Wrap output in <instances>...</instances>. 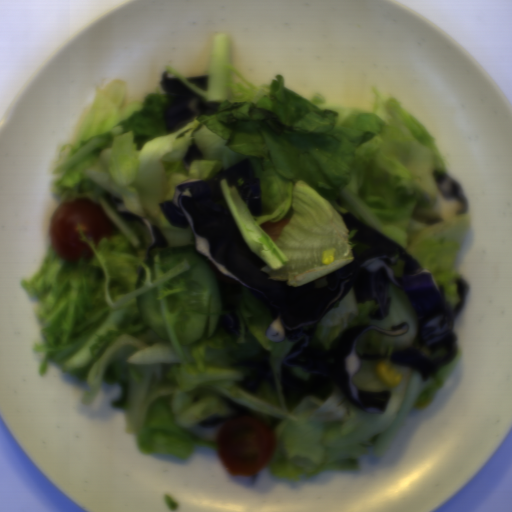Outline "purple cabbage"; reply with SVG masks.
<instances>
[{"label":"purple cabbage","mask_w":512,"mask_h":512,"mask_svg":"<svg viewBox=\"0 0 512 512\" xmlns=\"http://www.w3.org/2000/svg\"><path fill=\"white\" fill-rule=\"evenodd\" d=\"M197 159L204 160V155L200 149L199 144L194 142L191 145V147L186 151L185 155L182 158L183 165H184L185 169H187L189 171L191 163Z\"/></svg>","instance_id":"obj_8"},{"label":"purple cabbage","mask_w":512,"mask_h":512,"mask_svg":"<svg viewBox=\"0 0 512 512\" xmlns=\"http://www.w3.org/2000/svg\"><path fill=\"white\" fill-rule=\"evenodd\" d=\"M437 186L449 197H456L462 204L461 214L465 210L467 204L466 201L461 197L460 188L453 179L447 176L445 173L435 172L434 175Z\"/></svg>","instance_id":"obj_5"},{"label":"purple cabbage","mask_w":512,"mask_h":512,"mask_svg":"<svg viewBox=\"0 0 512 512\" xmlns=\"http://www.w3.org/2000/svg\"><path fill=\"white\" fill-rule=\"evenodd\" d=\"M186 79L190 83H193L196 87L201 88L203 90H207L208 74L195 77H188Z\"/></svg>","instance_id":"obj_9"},{"label":"purple cabbage","mask_w":512,"mask_h":512,"mask_svg":"<svg viewBox=\"0 0 512 512\" xmlns=\"http://www.w3.org/2000/svg\"><path fill=\"white\" fill-rule=\"evenodd\" d=\"M229 365L234 368H249V375L244 377L243 381L237 382V387L247 393L253 394L262 383L278 387L272 374L271 352L265 349H261L249 359L232 362Z\"/></svg>","instance_id":"obj_4"},{"label":"purple cabbage","mask_w":512,"mask_h":512,"mask_svg":"<svg viewBox=\"0 0 512 512\" xmlns=\"http://www.w3.org/2000/svg\"><path fill=\"white\" fill-rule=\"evenodd\" d=\"M107 200L108 202L112 205V207L116 210V212L126 221V222H136L138 223L139 225L141 226H145V221H144V218L136 215V214H133V213H130V212H127V211H124L122 210V206L124 204V199H121L119 197H116V196H107Z\"/></svg>","instance_id":"obj_6"},{"label":"purple cabbage","mask_w":512,"mask_h":512,"mask_svg":"<svg viewBox=\"0 0 512 512\" xmlns=\"http://www.w3.org/2000/svg\"><path fill=\"white\" fill-rule=\"evenodd\" d=\"M161 85L169 100L162 111L166 131L177 129L196 115H203L211 106L187 84L169 76L168 71L164 70Z\"/></svg>","instance_id":"obj_2"},{"label":"purple cabbage","mask_w":512,"mask_h":512,"mask_svg":"<svg viewBox=\"0 0 512 512\" xmlns=\"http://www.w3.org/2000/svg\"><path fill=\"white\" fill-rule=\"evenodd\" d=\"M223 404L231 408L228 415H216L209 417L200 423L189 426L186 430L193 436L210 443H217L218 435L224 424L243 417H253L261 422L259 411L238 405L227 397H221Z\"/></svg>","instance_id":"obj_3"},{"label":"purple cabbage","mask_w":512,"mask_h":512,"mask_svg":"<svg viewBox=\"0 0 512 512\" xmlns=\"http://www.w3.org/2000/svg\"><path fill=\"white\" fill-rule=\"evenodd\" d=\"M152 236H153L152 244L150 245V247L148 248V250L146 252V256L148 258L153 257V254H152L153 250H155V249H166L167 250L169 247V242L160 227H157L155 225L152 227Z\"/></svg>","instance_id":"obj_7"},{"label":"purple cabbage","mask_w":512,"mask_h":512,"mask_svg":"<svg viewBox=\"0 0 512 512\" xmlns=\"http://www.w3.org/2000/svg\"><path fill=\"white\" fill-rule=\"evenodd\" d=\"M235 187L253 214L262 211L261 181L250 160L243 158L209 179L189 178L174 186L173 198L158 203L170 226L189 228L194 241L189 246L215 273L222 311L219 323L224 332L240 337L236 305L244 288L259 299L271 316L266 337L275 343L293 344L279 368L285 400L309 396L320 402L330 399L336 387L355 406L369 414L386 413L390 391L359 390L355 375L363 361L382 354H362L359 338L372 330L388 337L408 333L405 322L390 330L371 324H351L341 329L329 349H317L314 335L322 319L353 290L357 303L372 301L369 318L387 317L392 283L405 293L415 315L417 331L410 347L391 353L393 364L417 371L422 382L455 358L457 337L453 325L467 299L469 287L455 278L459 298L451 308L445 290L408 253L405 246L381 235L367 222L347 212L340 214L349 231H355L352 261L339 270L302 286L268 279L262 271L266 261L250 250L225 201L221 181ZM404 259L402 275L392 266ZM292 366L309 372L304 381L293 375Z\"/></svg>","instance_id":"obj_1"}]
</instances>
